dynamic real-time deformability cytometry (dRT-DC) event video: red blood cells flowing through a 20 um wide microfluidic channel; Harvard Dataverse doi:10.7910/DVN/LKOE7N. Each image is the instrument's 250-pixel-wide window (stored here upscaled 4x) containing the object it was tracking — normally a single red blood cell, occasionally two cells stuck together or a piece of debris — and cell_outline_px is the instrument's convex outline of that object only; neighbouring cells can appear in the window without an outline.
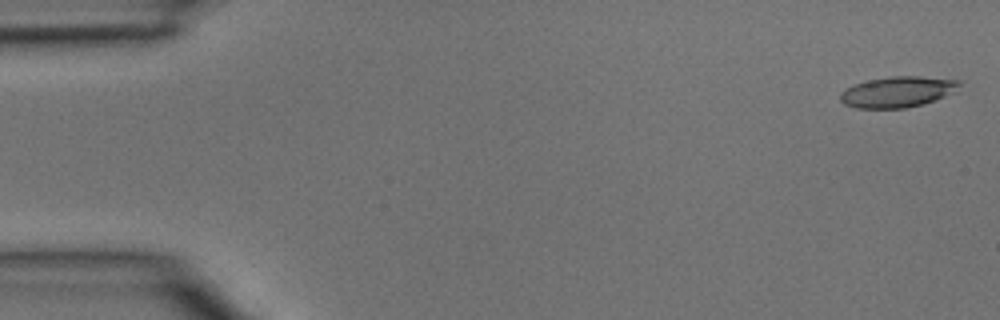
{"species": "common noctule bat (a hibernating species)", "species_latin": "Nyctalus noctula", "temperature_condition": "room temperature", "stored_images_in_passage": 3, "camera_frame_rate_fps": 3000, "um_per_image_px": 0.085, "animal": {"sex": "male", "body_mass_g": 15.6}, "frame": {"image": 1, "passage_image": 1, "time_ms": 0.0, "image_size_px": [1000, 320], "cell_outline_px": [[960, 84], [944, 96], [924, 104], [904, 108], [856, 108], [844, 104], [840, 100], [840, 92], [856, 84], [868, 80], [888, 76], [920, 76], [960, 80]], "centroid_in_image_um": [76.24, 7.81], "position_along_channel_um": 8.8, "area_um2": 21.1}}
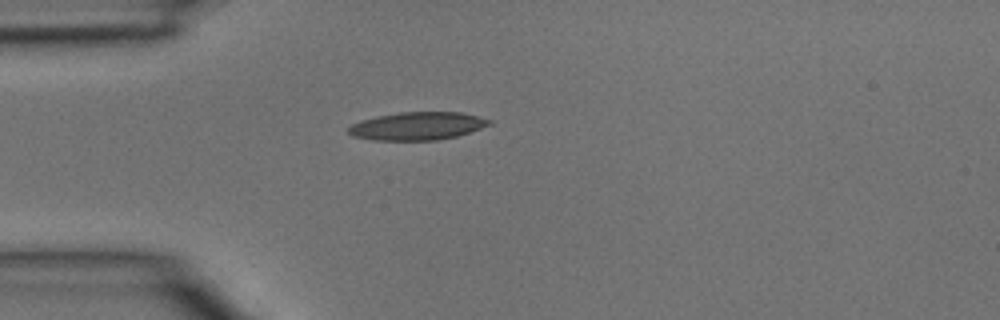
{"frame": {"image": 2, "passage_image": 3, "time_ms": 0.667, "image_size_px": [1000, 320], "cell_outline_px": [[492, 124], [456, 136], [436, 140], [372, 140], [352, 136], [348, 132], [348, 128], [352, 124], [364, 120], [380, 116], [400, 112], [460, 112], [492, 120]], "centroid_in_image_um": [35.48, 10.71], "position_along_channel_um": 49.5, "area_um2": 22.6}}